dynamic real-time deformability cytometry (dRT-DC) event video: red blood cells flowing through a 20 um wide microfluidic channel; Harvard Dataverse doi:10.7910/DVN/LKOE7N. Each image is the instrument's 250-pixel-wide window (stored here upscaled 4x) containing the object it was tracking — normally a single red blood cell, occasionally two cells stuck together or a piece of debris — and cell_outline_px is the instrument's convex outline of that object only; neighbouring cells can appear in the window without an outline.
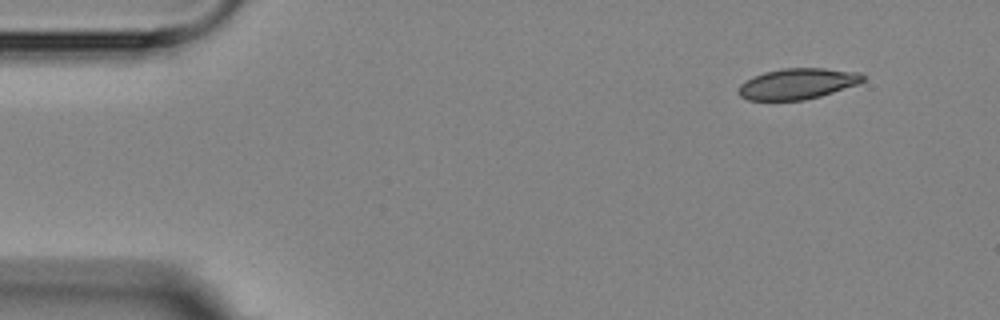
{"species": "Egyptian fruit bat (a non-hibernating species)", "species_latin": "Rousettus aegyptiacus", "temperature_condition": "room temperature", "stored_images_in_passage": 3, "camera_frame_rate_fps": 3000, "um_per_image_px": 0.085, "animal": {"sex": "female"}, "frame": {"image": 1, "passage_image": 1, "time_ms": 0.0, "image_size_px": [1000, 320], "cell_outline_px": [[864, 80], [860, 84], [820, 96], [804, 100], [748, 100], [740, 96], [736, 92], [740, 84], [752, 76], [764, 72], [784, 68], [824, 68], [860, 72], [864, 76]], "centroid_in_image_um": [67.78, 7.12], "position_along_channel_um": 17.2, "area_um2": 22.54}}